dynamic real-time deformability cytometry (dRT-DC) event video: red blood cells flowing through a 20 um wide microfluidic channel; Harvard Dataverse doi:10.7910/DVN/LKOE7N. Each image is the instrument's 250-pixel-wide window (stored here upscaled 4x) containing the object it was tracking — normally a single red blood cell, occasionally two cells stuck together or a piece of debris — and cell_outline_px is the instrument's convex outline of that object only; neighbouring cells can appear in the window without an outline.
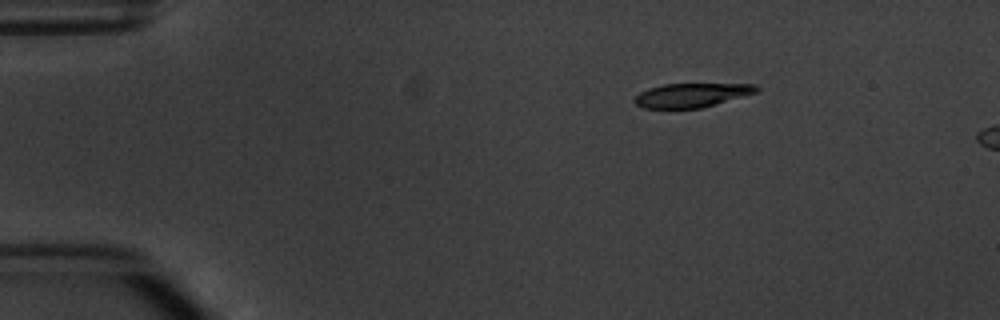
{"species": "common noctule bat (a hibernating species)", "species_latin": "Nyctalus noctula", "temperature_condition": "warm", "stored_images_in_passage": 2, "camera_frame_rate_fps": 3000, "um_per_image_px": 0.085, "animal": {"sex": "male", "body_mass_g": 20.1, "forearm_length_mm": 53.5}, "frame": {"image": 1, "passage_image": 1, "time_ms": 0.0, "image_size_px": [1000, 320], "cell_outline_px": [[760, 88], [756, 92], [700, 108], [644, 108], [636, 104], [632, 100], [640, 92], [648, 88], [664, 84], [756, 84]], "centroid_in_image_um": [58.74, 8.08], "position_along_channel_um": 26.3, "area_um2": 16.82}}